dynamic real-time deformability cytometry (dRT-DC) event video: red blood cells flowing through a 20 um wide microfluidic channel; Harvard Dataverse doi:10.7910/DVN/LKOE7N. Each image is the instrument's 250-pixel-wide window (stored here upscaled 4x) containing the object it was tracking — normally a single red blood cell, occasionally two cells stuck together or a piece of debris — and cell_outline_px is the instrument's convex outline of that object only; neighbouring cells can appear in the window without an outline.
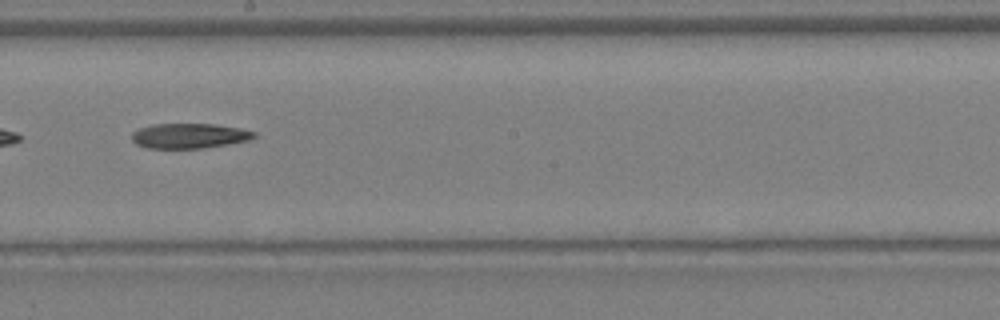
{"species": "Egyptian fruit bat (a non-hibernating species)", "species_latin": "Rousettus aegyptiacus", "temperature_condition": "warm", "stored_images_in_passage": 20, "camera_frame_rate_fps": 3000, "um_per_image_px": 0.085, "animal": {"sex": "female"}, "frame": {"image": 1, "passage_image": 9, "time_ms": 2.667, "image_size_px": [1000, 320], "cell_outline_px": [[256, 136], [248, 140], [228, 144], [204, 148], [144, 148], [136, 144], [132, 140], [132, 132], [140, 128], [152, 124], [212, 124], [240, 128], [256, 132]], "centroid_in_image_um": [16.07, 11.55], "position_along_channel_um": 232.1, "area_um2": 17.8}}
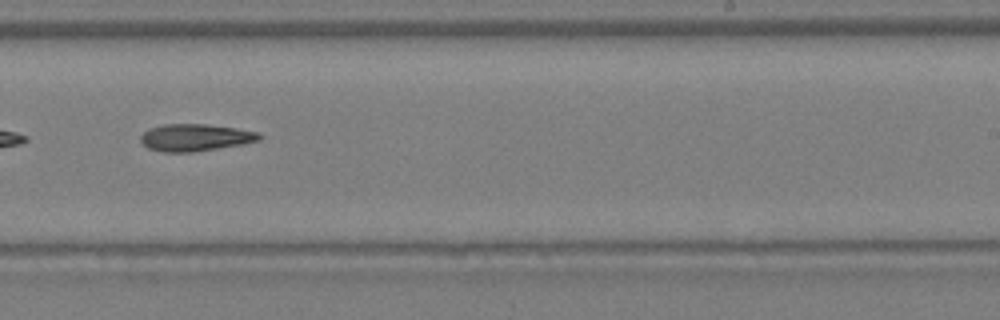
{"frame": {"image": 2, "passage_image": 11, "time_ms": 3.333, "image_size_px": [1000, 320], "cell_outline_px": [[260, 140], [244, 144], [192, 152], [164, 152], [148, 148], [140, 140], [140, 136], [148, 128], [164, 124], [204, 124], [236, 128], [260, 132]], "centroid_in_image_um": [16.59, 11.68], "position_along_channel_um": 272.4, "area_um2": 18.73}}